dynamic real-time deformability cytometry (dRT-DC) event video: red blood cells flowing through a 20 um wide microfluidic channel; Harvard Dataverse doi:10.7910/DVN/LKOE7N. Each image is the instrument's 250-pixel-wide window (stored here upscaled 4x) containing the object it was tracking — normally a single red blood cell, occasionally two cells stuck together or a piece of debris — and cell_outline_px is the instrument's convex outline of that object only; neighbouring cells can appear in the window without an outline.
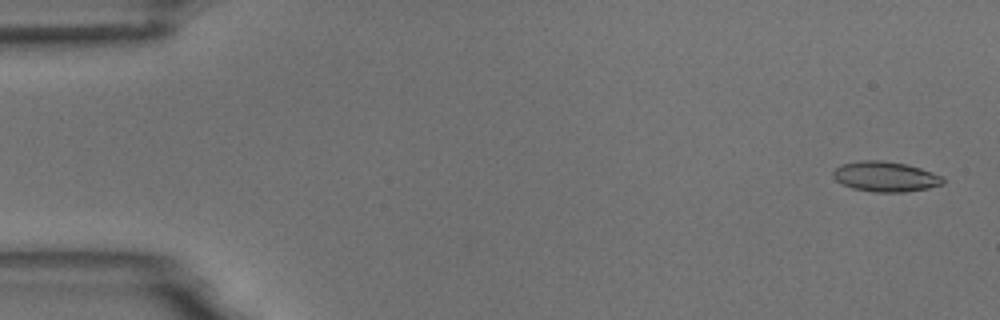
{"species": "common noctule bat (a hibernating species)", "species_latin": "Nyctalus noctula", "temperature_condition": "room temperature", "stored_images_in_passage": 6, "camera_frame_rate_fps": 3000, "um_per_image_px": 0.085, "animal": {"sex": "male", "body_mass_g": 18.8}, "frame": {"image": 1, "passage_image": 1, "time_ms": 0.0, "image_size_px": [1000, 320], "cell_outline_px": [[944, 184], [928, 188], [904, 192], [876, 192], [852, 188], [836, 180], [832, 176], [832, 172], [840, 164], [860, 160], [884, 160], [904, 164], [920, 168], [932, 172], [940, 176], [944, 180]], "centroid_in_image_um": [75.23, 15.0], "position_along_channel_um": 9.8, "area_um2": 19.25}}
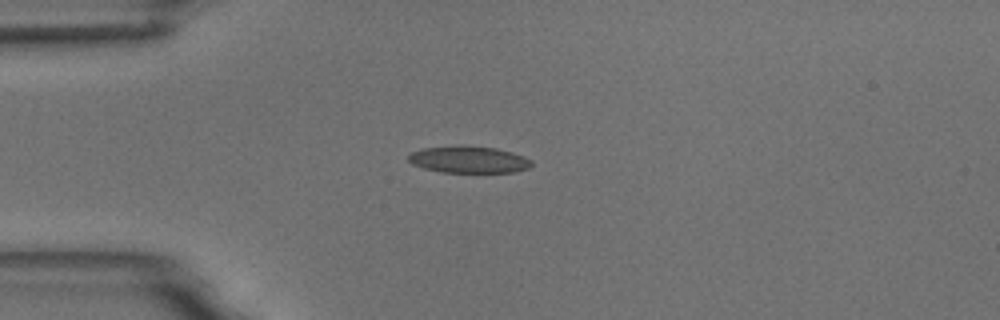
{"frame": {"image": 2, "passage_image": 4, "time_ms": 4.0, "image_size_px": [1000, 320], "cell_outline_px": [[532, 164], [528, 168], [512, 172], [444, 172], [424, 168], [412, 164], [408, 160], [408, 156], [412, 152], [420, 148], [456, 144], [460, 144], [496, 148], [512, 152], [524, 156], [532, 160]], "centroid_in_image_um": [39.82, 13.53], "position_along_channel_um": 45.2, "area_um2": 19.54}}
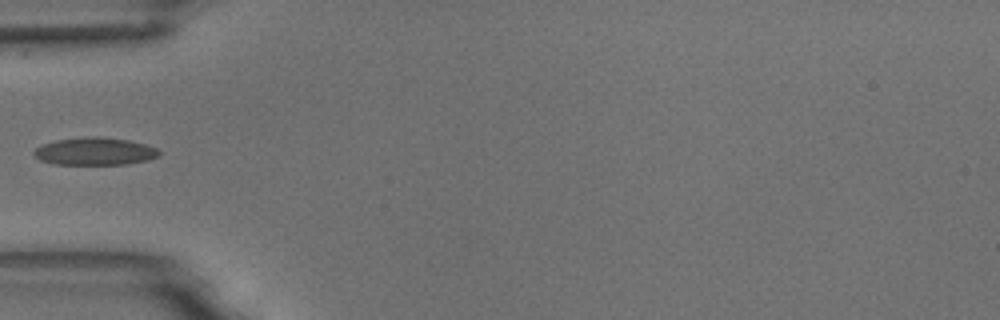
{"frame": {"image": 3, "passage_image": 5, "time_ms": 5.333, "image_size_px": [1000, 320], "cell_outline_px": [[160, 156], [148, 160], [128, 164], [52, 164], [40, 160], [32, 152], [36, 148], [44, 144], [56, 140], [96, 136], [100, 136], [128, 140], [144, 144], [156, 148], [160, 152]], "centroid_in_image_um": [8.08, 12.87], "position_along_channel_um": 76.9, "area_um2": 20.0}}